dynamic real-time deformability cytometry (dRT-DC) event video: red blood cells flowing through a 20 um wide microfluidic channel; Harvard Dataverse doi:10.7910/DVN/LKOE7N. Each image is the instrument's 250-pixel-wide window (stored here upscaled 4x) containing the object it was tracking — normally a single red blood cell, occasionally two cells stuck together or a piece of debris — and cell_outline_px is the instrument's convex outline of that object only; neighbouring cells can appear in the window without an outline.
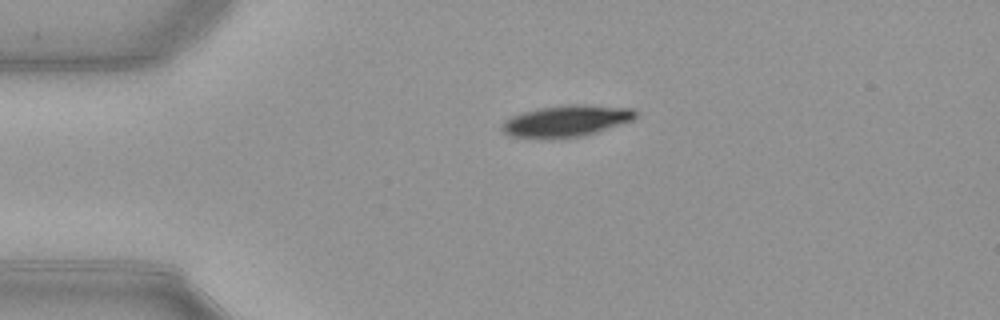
{"species": "common noctule bat (a hibernating species)", "species_latin": "Nyctalus noctula", "temperature_condition": "warm", "stored_images_in_passage": 42, "camera_frame_rate_fps": 3000, "um_per_image_px": 0.085, "animal": {"sex": "female", "body_mass_g": 21.9}, "frame": {"image": 1, "passage_image": 1, "time_ms": 0.0, "image_size_px": [1000, 320], "cell_outline_px": [[636, 116], [632, 120], [596, 132], [580, 136], [560, 140], [508, 136], [500, 128], [500, 124], [504, 120], [520, 112], [540, 108], [572, 104], [584, 104], [632, 108], [636, 112]], "centroid_in_image_um": [48.07, 10.3], "position_along_channel_um": 36.9, "area_um2": 24.8}}
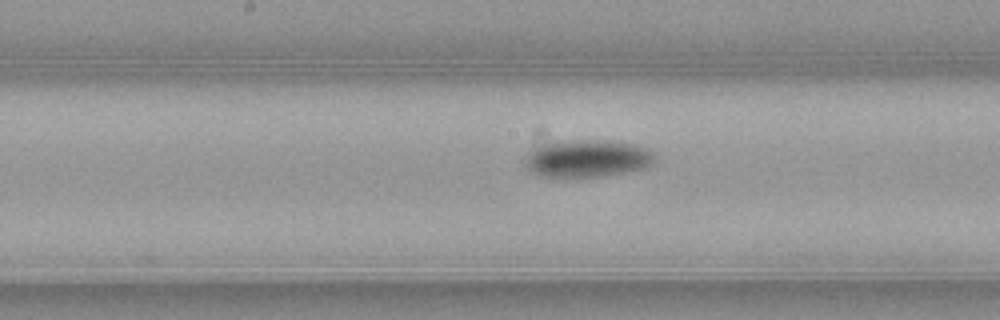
{"frame": {"image": 2, "passage_image": 16, "time_ms": 5.0, "image_size_px": [1000, 320], "cell_outline_px": [[656, 160], [648, 168], [604, 176], [540, 176], [532, 172], [528, 168], [524, 160], [528, 152], [536, 148], [560, 140], [612, 140], [636, 144], [648, 148], [656, 156]], "centroid_in_image_um": [50.01, 13.45], "position_along_channel_um": 198.2, "area_um2": 28.44}}
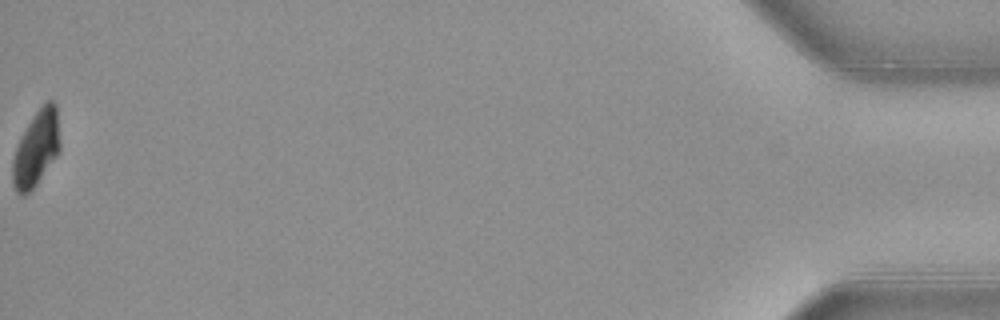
{"frame": {"image": 3, "passage_image": 42, "time_ms": 13.667, "image_size_px": [1000, 320], "cell_outline_px": [[60, 148], [56, 156], [36, 184], [24, 196], [16, 192], [12, 184], [12, 160], [20, 136], [36, 112], [48, 100], [52, 100], [56, 104], [60, 140]], "centroid_in_image_um": [3.07, 12.63], "position_along_channel_um": 432.1, "area_um2": 20.63}, "authors_computed_cell_mechanics": {"area_um2": 26.3568, "velocity_mm_per_s": 3.9342, "shape_relaxation_time_tau1_ms": 2.4021, "shape_relaxation_time_tau2_ms": null, "deformation_change_tau1": 0.1137, "deformation_change_tau2": null}}